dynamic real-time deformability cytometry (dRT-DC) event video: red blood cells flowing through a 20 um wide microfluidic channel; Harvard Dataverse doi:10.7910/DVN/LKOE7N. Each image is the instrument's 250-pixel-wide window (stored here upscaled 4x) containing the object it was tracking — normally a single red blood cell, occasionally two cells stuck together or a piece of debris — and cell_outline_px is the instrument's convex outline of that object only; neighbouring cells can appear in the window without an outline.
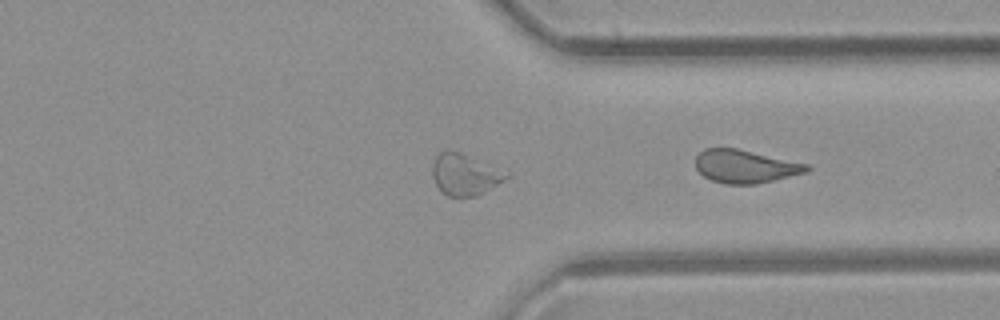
{"species": "common noctule bat (a hibernating species)", "species_latin": "Nyctalus noctula", "temperature_condition": "room temperature", "stored_images_in_passage": 27, "camera_frame_rate_fps": 3000, "um_per_image_px": 0.085, "animal": {"sex": "female", "body_mass_g": 21.9}, "frame": {"image": 1, "passage_image": 27, "time_ms": 8.667, "image_size_px": [1000, 320], "cell_outline_px": [[812, 168], [808, 172], [756, 184], [724, 184], [712, 180], [704, 176], [696, 168], [696, 156], [704, 148], [736, 148], [808, 164]], "centroid_in_image_um": [63.35, 14.14], "position_along_channel_um": 348.0, "area_um2": 21.39}}